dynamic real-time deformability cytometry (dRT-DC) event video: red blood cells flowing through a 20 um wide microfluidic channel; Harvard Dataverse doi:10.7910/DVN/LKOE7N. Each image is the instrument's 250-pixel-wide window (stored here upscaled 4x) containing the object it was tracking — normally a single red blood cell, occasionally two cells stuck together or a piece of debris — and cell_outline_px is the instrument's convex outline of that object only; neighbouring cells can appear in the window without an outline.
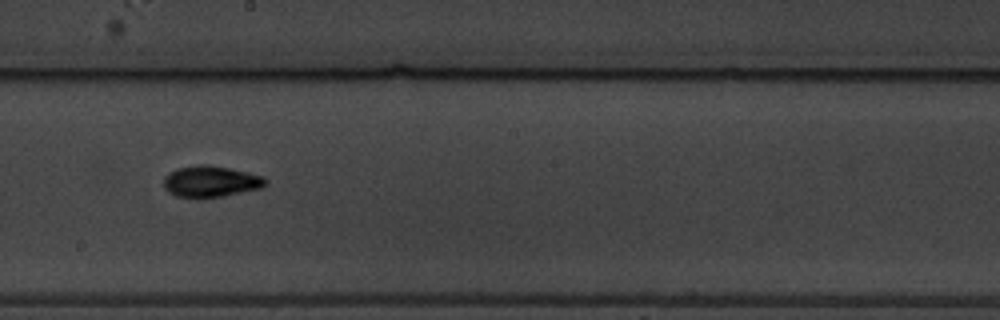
{"species": "common noctule bat (a hibernating species)", "species_latin": "Nyctalus noctula", "temperature_condition": "warm", "stored_images_in_passage": 12, "camera_frame_rate_fps": 3000, "um_per_image_px": 0.085, "animal": {"sex": "male", "body_mass_g": 19.5, "forearm_length_mm": 54.6}, "frame": {"image": 1, "passage_image": 6, "time_ms": 6.667, "image_size_px": [1000, 320], "cell_outline_px": [[268, 180], [260, 188], [220, 196], [196, 200], [176, 196], [168, 192], [164, 188], [164, 176], [168, 172], [176, 168], [196, 164], [208, 164], [228, 168], [260, 176]], "centroid_in_image_um": [17.79, 15.44], "position_along_channel_um": 230.4, "area_um2": 18.67}}
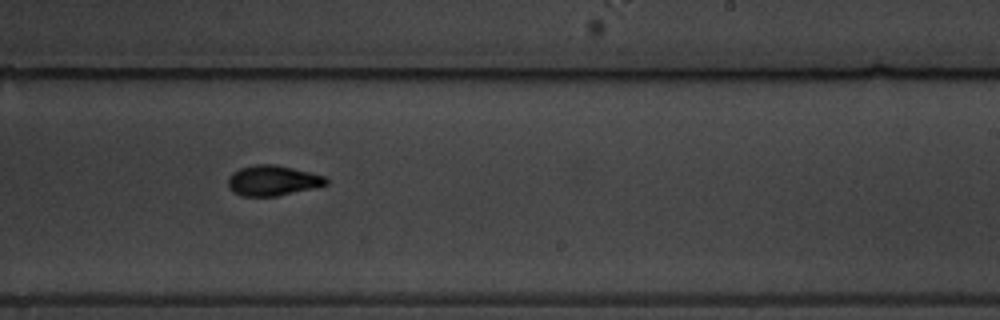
{"frame": {"image": 2, "passage_image": 7, "time_ms": 7.667, "image_size_px": [1000, 320], "cell_outline_px": [[328, 184], [316, 188], [276, 196], [244, 196], [228, 188], [228, 176], [232, 172], [240, 168], [256, 164], [276, 164], [324, 176], [328, 180]], "centroid_in_image_um": [23.18, 15.34], "position_along_channel_um": 265.8, "area_um2": 17.28}}
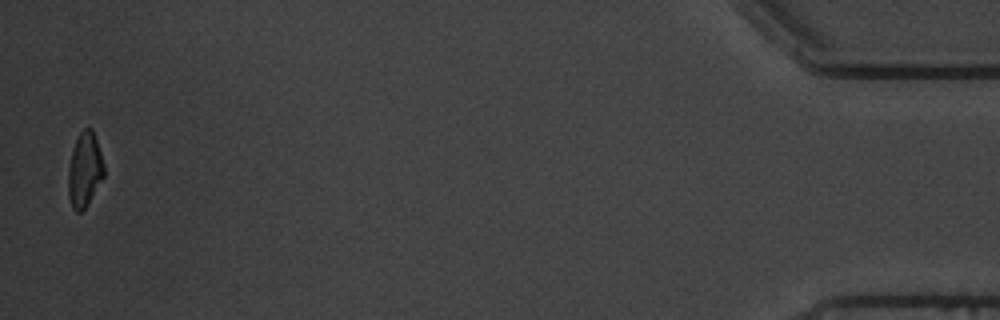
{"frame": {"image": 3, "passage_image": 12, "time_ms": 14.667, "image_size_px": [1000, 320], "cell_outline_px": [[104, 176], [84, 208], [80, 212], [76, 212], [72, 208], [68, 196], [68, 168], [72, 152], [76, 140], [80, 132], [84, 128], [92, 128], [104, 164]], "centroid_in_image_um": [7.18, 14.43], "position_along_channel_um": 428.0, "area_um2": 15.26}, "authors_computed_cell_mechanics": {"area_um2": 17.4267, "velocity_mm_per_s": 3.5677, "shape_relaxation_time_tau1_ms": 2.6247, "shape_relaxation_time_tau2_ms": 2.5079, "deformation_change_tau1": 0.1255, "deformation_change_tau2": 0.0758}}